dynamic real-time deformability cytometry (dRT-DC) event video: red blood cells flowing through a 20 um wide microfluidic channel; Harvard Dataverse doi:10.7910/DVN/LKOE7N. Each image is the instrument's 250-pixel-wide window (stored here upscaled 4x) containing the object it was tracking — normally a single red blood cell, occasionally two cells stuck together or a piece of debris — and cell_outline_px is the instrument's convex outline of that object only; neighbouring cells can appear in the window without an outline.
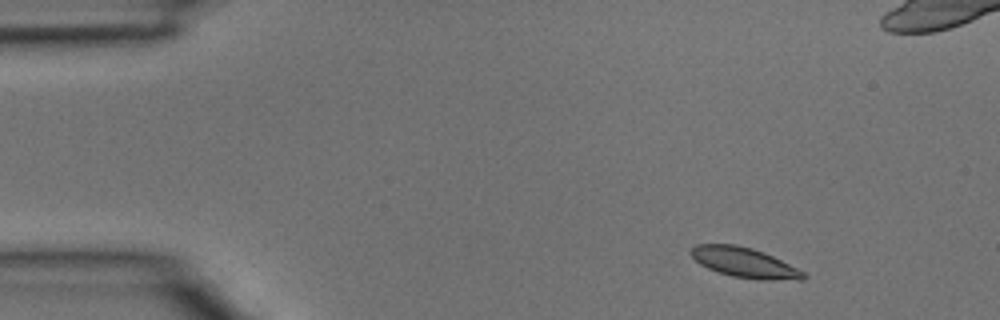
{"species": "common noctule bat (a hibernating species)", "species_latin": "Nyctalus noctula", "temperature_condition": "room temperature", "stored_images_in_passage": 4, "camera_frame_rate_fps": 3000, "um_per_image_px": 0.085, "animal": {"sex": "male", "body_mass_g": 15.6}, "frame": {"image": 1, "passage_image": 1, "time_ms": 0.0, "image_size_px": [1000, 320], "cell_outline_px": [[808, 276], [804, 280], [764, 280], [732, 276], [708, 268], [700, 264], [688, 252], [696, 244], [736, 244], [752, 248], [764, 252], [804, 272]], "centroid_in_image_um": [63.28, 22.32], "position_along_channel_um": 21.7, "area_um2": 19.54}}